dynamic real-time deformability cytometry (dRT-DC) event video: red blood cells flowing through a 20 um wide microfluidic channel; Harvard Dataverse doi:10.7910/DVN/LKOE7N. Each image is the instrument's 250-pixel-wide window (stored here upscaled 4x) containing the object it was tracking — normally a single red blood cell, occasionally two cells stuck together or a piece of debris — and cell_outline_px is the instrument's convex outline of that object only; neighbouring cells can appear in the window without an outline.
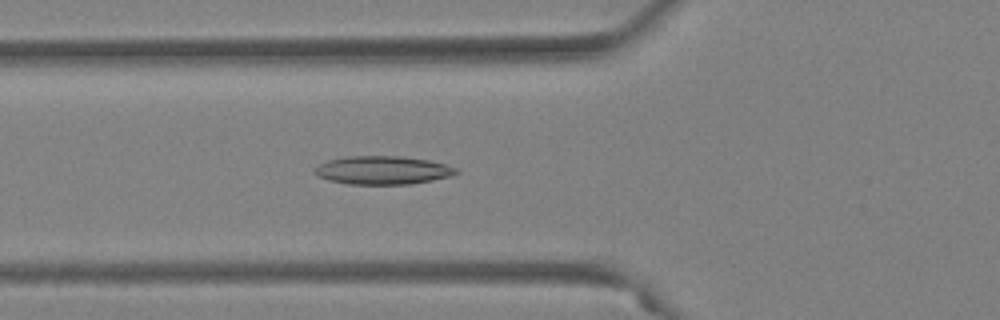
{"species": "Egyptian fruit bat (a non-hibernating species)", "species_latin": "Rousettus aegyptiacus", "temperature_condition": "warm", "stored_images_in_passage": 40, "camera_frame_rate_fps": 3000, "um_per_image_px": 0.085, "animal": {"sex": "female"}, "frame": {"image": 1, "passage_image": 7, "time_ms": 2.0, "image_size_px": [1000, 320], "cell_outline_px": [[460, 172], [452, 176], [412, 184], [348, 184], [328, 180], [320, 176], [316, 172], [316, 168], [320, 164], [328, 160], [344, 156], [400, 156], [428, 160], [444, 164], [456, 168]], "centroid_in_image_um": [32.56, 14.47], "position_along_channel_um": 93.2, "area_um2": 23.24}}
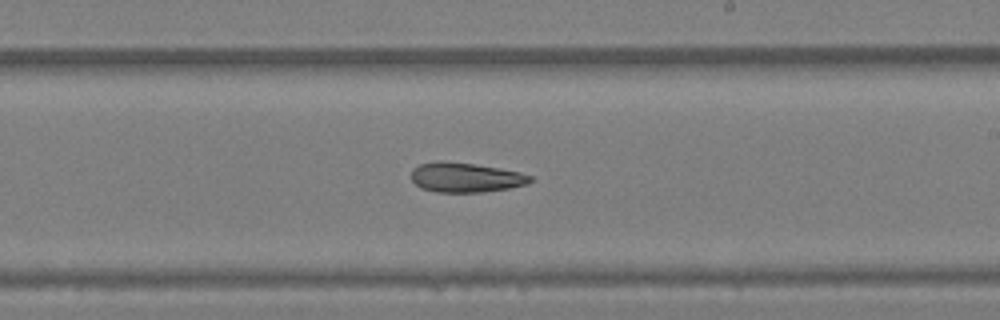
{"frame": {"image": 2, "passage_image": 19, "time_ms": 6.0, "image_size_px": [1000, 320], "cell_outline_px": [[532, 180], [528, 184], [508, 188], [480, 192], [436, 192], [420, 188], [412, 180], [412, 168], [420, 164], [436, 160], [440, 160], [472, 164], [500, 168], [520, 172], [532, 176]], "centroid_in_image_um": [39.55, 15.08], "position_along_channel_um": 249.4, "area_um2": 20.58}}
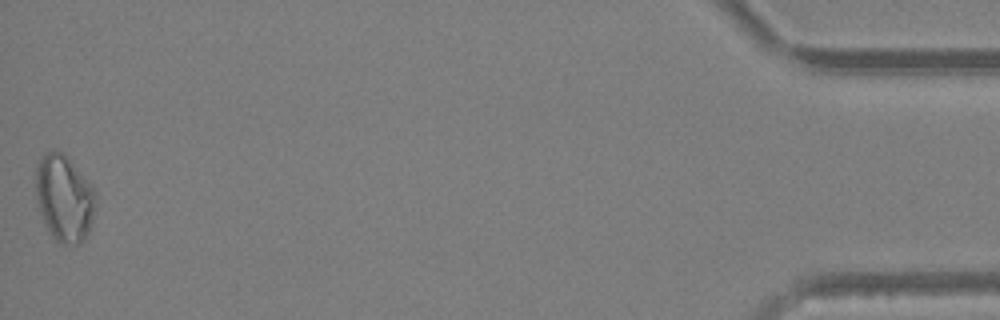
{"frame": {"image": 3, "passage_image": 40, "time_ms": 13.0, "image_size_px": [1000, 320], "cell_outline_px": [[96, 208], [88, 236], [80, 244], [60, 244], [52, 236], [36, 204], [36, 164], [40, 156], [44, 152], [52, 148], [60, 152], [64, 156], [96, 192]], "centroid_in_image_um": [5.45, 16.88], "position_along_channel_um": 429.8, "area_um2": 30.17}}